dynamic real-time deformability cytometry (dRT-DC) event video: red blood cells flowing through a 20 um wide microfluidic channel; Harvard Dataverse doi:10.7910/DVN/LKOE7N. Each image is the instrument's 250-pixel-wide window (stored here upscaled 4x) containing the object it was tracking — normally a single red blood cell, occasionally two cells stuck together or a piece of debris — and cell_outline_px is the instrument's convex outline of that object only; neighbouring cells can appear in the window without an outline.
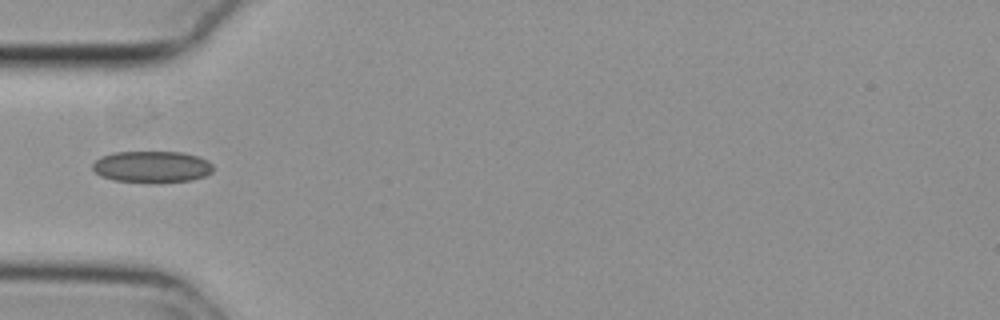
{"species": "common noctule bat (a hibernating species)", "species_latin": "Nyctalus noctula", "temperature_condition": "cold", "stored_images_in_passage": 35, "camera_frame_rate_fps": 3000, "um_per_image_px": 0.085, "animal": {"sex": "female", "body_mass_g": 29.2, "forearm_length_mm": 56.3}, "frame": {"image": 1, "passage_image": 1, "time_ms": 0.0, "image_size_px": [1000, 320], "cell_outline_px": [[212, 172], [204, 176], [192, 180], [148, 184], [112, 180], [100, 176], [92, 168], [92, 164], [100, 156], [112, 152], [184, 152], [208, 160], [212, 164]], "centroid_in_image_um": [12.88, 14.19], "position_along_channel_um": 72.1, "area_um2": 22.66}}
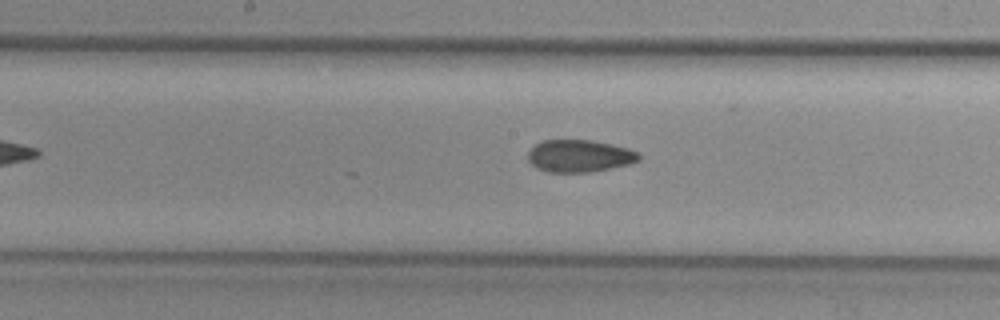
{"frame": {"image": 2, "passage_image": 11, "time_ms": 3.333, "image_size_px": [1000, 320], "cell_outline_px": [[640, 160], [628, 164], [588, 172], [548, 172], [536, 168], [528, 160], [528, 152], [536, 144], [544, 140], [592, 140], [612, 144], [628, 148], [640, 152]], "centroid_in_image_um": [49.26, 13.25], "position_along_channel_um": 198.9, "area_um2": 20.81}}
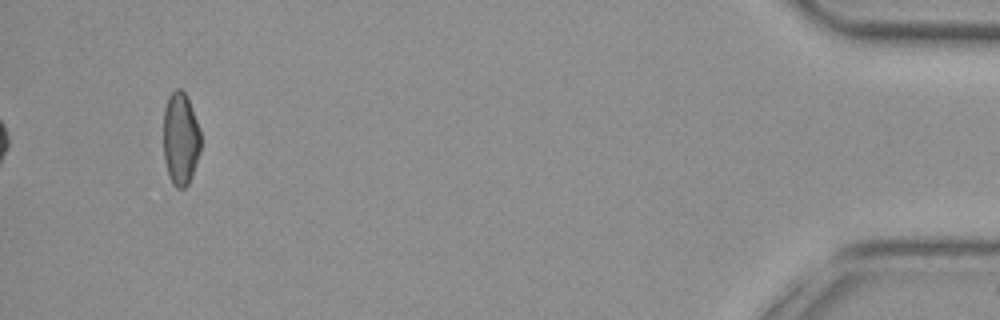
{"frame": {"image": 3, "passage_image": 35, "time_ms": 11.333, "image_size_px": [1000, 320], "cell_outline_px": [[200, 148], [192, 176], [188, 184], [184, 188], [176, 188], [172, 184], [168, 176], [164, 160], [164, 108], [168, 96], [176, 88], [180, 88], [184, 92], [188, 100], [200, 128]], "centroid_in_image_um": [15.33, 11.81], "position_along_channel_um": 419.9, "area_um2": 20.17}}